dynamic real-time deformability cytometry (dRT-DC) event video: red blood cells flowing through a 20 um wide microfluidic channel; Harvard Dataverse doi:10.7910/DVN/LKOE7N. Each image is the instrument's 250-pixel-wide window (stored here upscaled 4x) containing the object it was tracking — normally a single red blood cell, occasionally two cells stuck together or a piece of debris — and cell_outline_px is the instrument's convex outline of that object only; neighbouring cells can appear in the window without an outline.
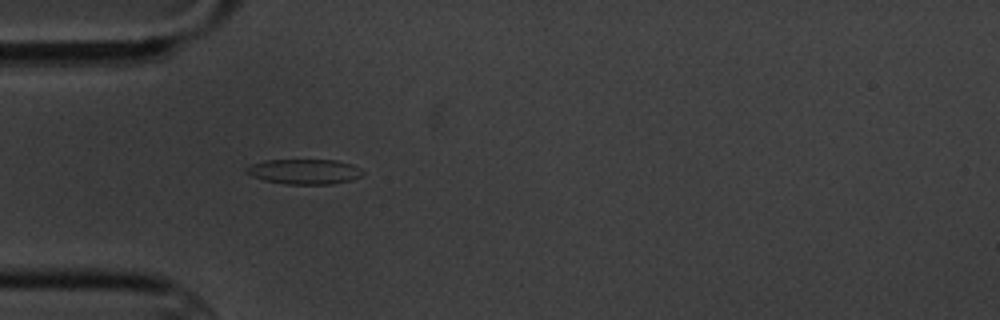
{"species": "common noctule bat (a hibernating species)", "species_latin": "Nyctalus noctula", "temperature_condition": "cold", "stored_images_in_passage": 7, "camera_frame_rate_fps": 3000, "um_per_image_px": 0.085, "animal": {"sex": "male", "body_mass_g": 20.1, "forearm_length_mm": 53.5}, "frame": {"image": 1, "passage_image": 7, "time_ms": 7.667, "image_size_px": [1000, 320], "cell_outline_px": [[364, 172], [360, 176], [352, 180], [332, 184], [288, 184], [264, 180], [252, 176], [244, 172], [244, 168], [252, 164], [264, 160], [336, 160], [352, 164], [360, 168]], "centroid_in_image_um": [25.86, 14.58], "position_along_channel_um": 59.1, "area_um2": 17.05}}